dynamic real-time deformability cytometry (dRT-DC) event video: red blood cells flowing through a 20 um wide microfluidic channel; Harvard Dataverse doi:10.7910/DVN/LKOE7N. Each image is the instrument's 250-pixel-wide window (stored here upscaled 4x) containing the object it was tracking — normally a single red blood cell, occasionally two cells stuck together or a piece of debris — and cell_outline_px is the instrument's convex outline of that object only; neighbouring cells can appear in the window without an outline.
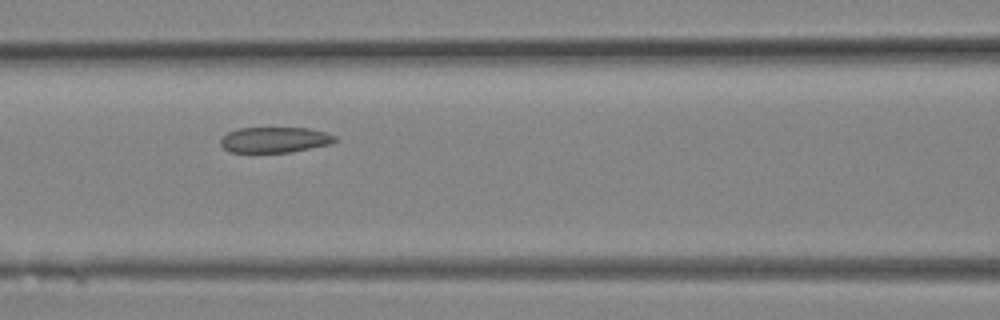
{"species": "Egyptian fruit bat (a non-hibernating species)", "species_latin": "Rousettus aegyptiacus", "temperature_condition": "room temperature", "stored_images_in_passage": 10, "camera_frame_rate_fps": 3000, "um_per_image_px": 0.085, "animal": {"sex": "female"}, "frame": {"image": 1, "passage_image": 7, "time_ms": 2.0, "image_size_px": [1000, 320], "cell_outline_px": [[336, 140], [328, 144], [292, 152], [228, 152], [220, 144], [220, 140], [228, 132], [240, 128], [308, 128], [324, 132], [336, 136]], "centroid_in_image_um": [23.32, 11.88], "position_along_channel_um": 143.3, "area_um2": 16.88}}
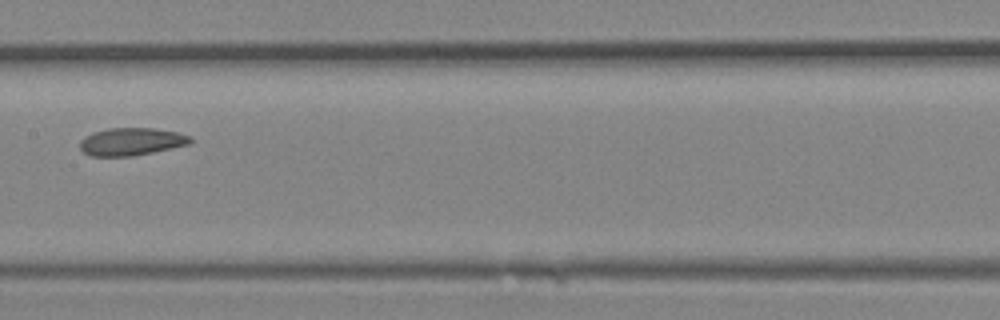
{"frame": {"image": 2, "passage_image": 9, "time_ms": 2.667, "image_size_px": [1000, 320], "cell_outline_px": [[192, 140], [188, 144], [152, 152], [132, 156], [92, 156], [84, 152], [80, 148], [80, 140], [84, 136], [92, 132], [108, 128], [152, 128], [180, 132], [192, 136]], "centroid_in_image_um": [11.15, 12.02], "position_along_channel_um": 196.2, "area_um2": 17.8}}